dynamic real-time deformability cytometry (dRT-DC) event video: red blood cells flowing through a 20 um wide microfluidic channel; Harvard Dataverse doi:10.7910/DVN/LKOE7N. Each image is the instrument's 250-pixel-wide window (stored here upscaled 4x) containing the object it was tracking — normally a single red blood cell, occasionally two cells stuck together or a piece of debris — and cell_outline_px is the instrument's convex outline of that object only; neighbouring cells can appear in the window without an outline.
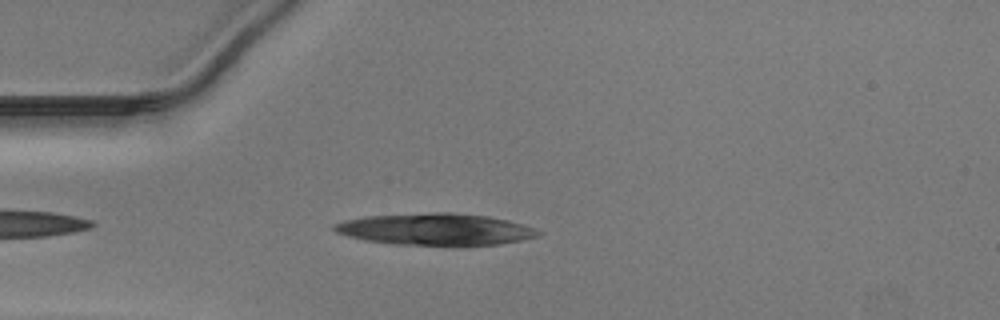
{"species": "Egyptian fruit bat (a non-hibernating species)", "species_latin": "Rousettus aegyptiacus", "temperature_condition": "warm", "stored_images_in_passage": 40, "camera_frame_rate_fps": 3000, "um_per_image_px": 0.085, "animal": {"sex": "male"}, "frame": {"image": 1, "passage_image": 4, "time_ms": 1.0, "image_size_px": [1000, 320], "cell_outline_px": [[544, 232], [540, 236], [524, 240], [500, 244], [396, 244], [364, 240], [348, 236], [336, 232], [332, 228], [332, 224], [344, 220], [368, 216], [428, 212], [452, 212], [488, 216], [508, 220]], "centroid_in_image_um": [37.01, 19.47], "position_along_channel_um": 48.0, "area_um2": 37.45}}